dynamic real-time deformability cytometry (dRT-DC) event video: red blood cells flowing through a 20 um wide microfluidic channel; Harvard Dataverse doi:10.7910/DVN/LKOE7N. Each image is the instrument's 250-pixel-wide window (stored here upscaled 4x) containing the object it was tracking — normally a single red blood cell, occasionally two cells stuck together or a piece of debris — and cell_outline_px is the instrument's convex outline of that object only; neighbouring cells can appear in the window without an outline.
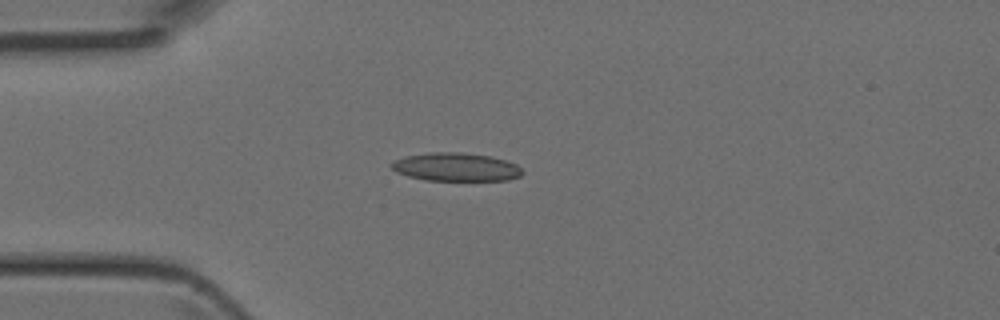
{"species": "Egyptian fruit bat (a non-hibernating species)", "species_latin": "Rousettus aegyptiacus", "temperature_condition": "room temperature", "stored_images_in_passage": 9, "camera_frame_rate_fps": 3000, "um_per_image_px": 0.085, "animal": {"sex": "female"}, "frame": {"image": 1, "passage_image": 2, "time_ms": 0.333, "image_size_px": [1000, 320], "cell_outline_px": [[524, 172], [520, 176], [508, 180], [428, 180], [408, 176], [396, 172], [388, 164], [392, 160], [404, 156], [428, 152], [460, 152], [488, 156], [504, 160], [516, 164]], "centroid_in_image_um": [38.7, 14.19], "position_along_channel_um": 46.3, "area_um2": 21.62}}